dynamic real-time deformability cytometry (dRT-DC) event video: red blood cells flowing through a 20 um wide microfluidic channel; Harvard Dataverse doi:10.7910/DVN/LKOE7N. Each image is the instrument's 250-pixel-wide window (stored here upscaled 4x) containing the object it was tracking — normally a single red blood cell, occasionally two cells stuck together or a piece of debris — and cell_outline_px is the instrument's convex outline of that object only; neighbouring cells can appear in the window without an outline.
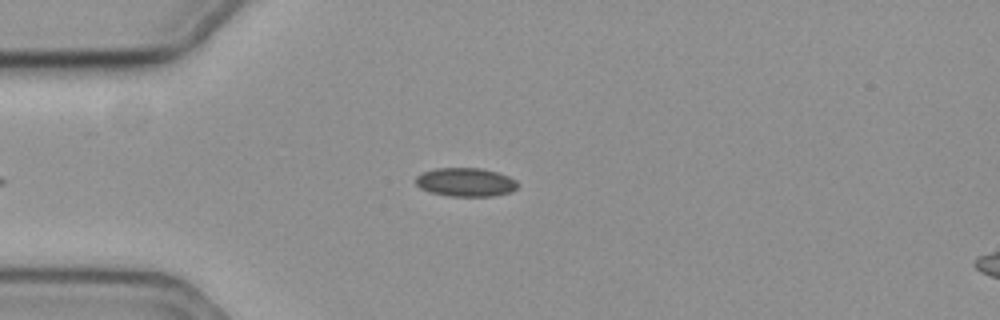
{"species": "common noctule bat (a hibernating species)", "species_latin": "Nyctalus noctula", "temperature_condition": "cold", "stored_images_in_passage": 40, "camera_frame_rate_fps": 3000, "um_per_image_px": 0.085, "animal": {"sex": "female", "body_mass_g": 19.3, "forearm_length_mm": 54.1}, "frame": {"image": 1, "passage_image": 2, "time_ms": 0.333, "image_size_px": [1000, 320], "cell_outline_px": [[520, 184], [512, 192], [492, 196], [448, 196], [428, 192], [420, 188], [416, 184], [416, 176], [424, 172], [436, 168], [480, 168], [496, 172], [508, 176], [516, 180]], "centroid_in_image_um": [39.59, 15.49], "position_along_channel_um": 45.4, "area_um2": 17.11}}
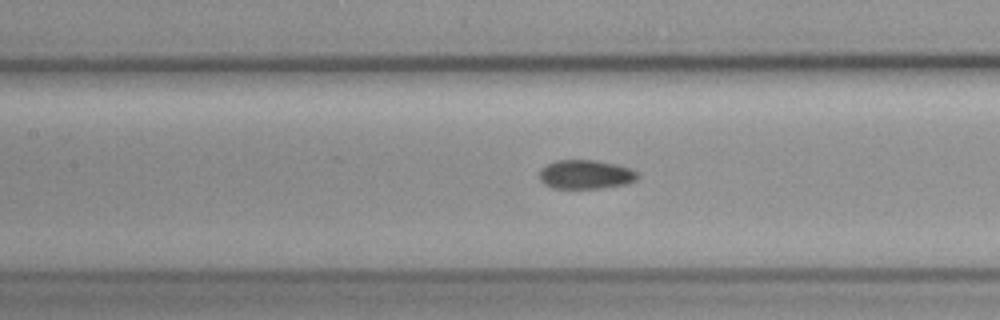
{"frame": {"image": 2, "passage_image": 13, "time_ms": 4.0, "image_size_px": [1000, 320], "cell_outline_px": [[640, 176], [636, 180], [628, 184], [600, 188], [552, 188], [544, 184], [540, 180], [540, 168], [556, 160], [596, 160], [616, 164], [632, 168]], "centroid_in_image_um": [49.8, 14.83], "position_along_channel_um": 157.6, "area_um2": 16.76}}
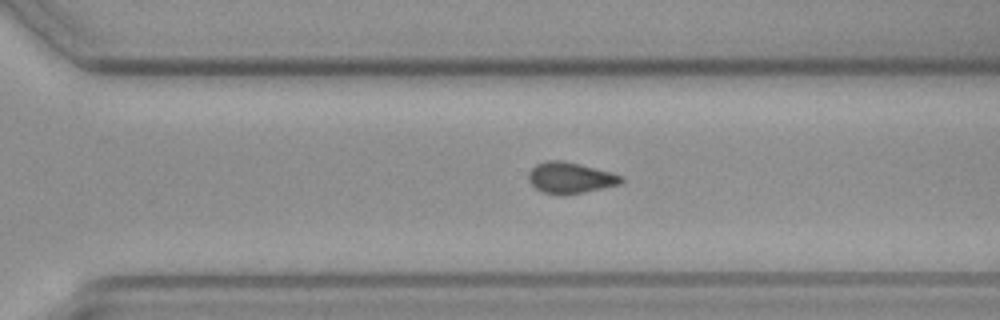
{"frame": {"image": 3, "passage_image": 27, "time_ms": 8.667, "image_size_px": [1000, 320], "cell_outline_px": [[624, 180], [620, 184], [584, 192], [564, 196], [560, 196], [544, 192], [536, 188], [528, 180], [528, 172], [536, 164], [548, 160], [564, 160], [612, 172], [624, 176]], "centroid_in_image_um": [48.48, 15.11], "position_along_channel_um": 322.1, "area_um2": 16.99}, "authors_computed_cell_mechanics": {"area_um2": 16.9643, "velocity_mm_per_s": 3.533, "shape_relaxation_time_tau1_ms": null, "shape_relaxation_time_tau2_ms": 3.1653, "deformation_change_tau1": null, "deformation_change_tau2": 0.0811}}